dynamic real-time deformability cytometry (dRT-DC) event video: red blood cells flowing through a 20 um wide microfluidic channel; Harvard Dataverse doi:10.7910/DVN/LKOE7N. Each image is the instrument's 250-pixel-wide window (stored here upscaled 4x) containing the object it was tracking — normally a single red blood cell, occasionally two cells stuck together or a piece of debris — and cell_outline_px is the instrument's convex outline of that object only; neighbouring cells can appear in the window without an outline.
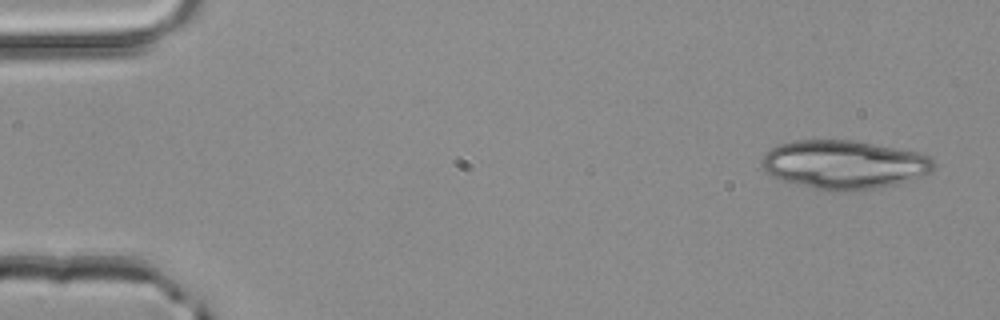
{"species": "common noctule bat (a hibernating species)", "species_latin": "Nyctalus noctula", "temperature_condition": "room temperature", "stored_images_in_passage": 4, "camera_frame_rate_fps": 3000, "um_per_image_px": 0.085, "animal": {"sex": "male", "body_mass_g": 20.4}, "frame": {"image": 1, "passage_image": 1, "time_ms": 0.0, "image_size_px": [1000, 320], "cell_outline_px": [[936, 164], [932, 172], [916, 180], [876, 188], [848, 192], [832, 192], [812, 188], [780, 180], [772, 176], [764, 168], [760, 160], [772, 148], [780, 144], [792, 140], [856, 140], [916, 152], [928, 156]], "centroid_in_image_um": [71.78, 14.01], "position_along_channel_um": 13.2, "area_um2": 49.25}}